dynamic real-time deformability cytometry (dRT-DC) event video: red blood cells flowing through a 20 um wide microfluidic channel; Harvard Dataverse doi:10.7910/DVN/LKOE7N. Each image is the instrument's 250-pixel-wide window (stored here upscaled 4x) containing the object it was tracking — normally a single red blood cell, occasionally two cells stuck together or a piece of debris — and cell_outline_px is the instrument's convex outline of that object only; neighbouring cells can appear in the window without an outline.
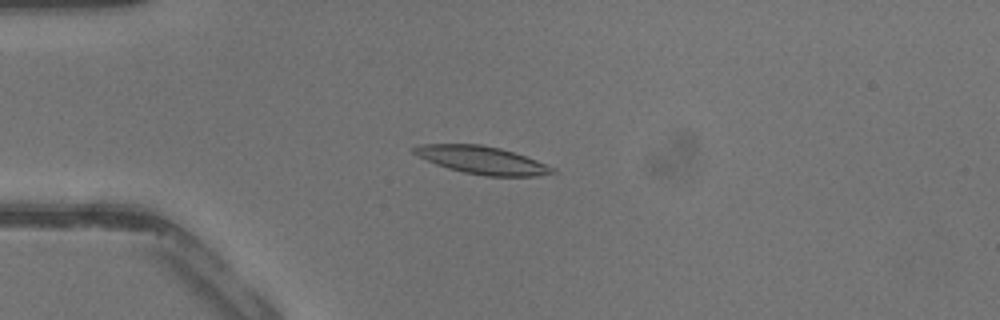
{"species": "common noctule bat (a hibernating species)", "species_latin": "Nyctalus noctula", "temperature_condition": "warm", "stored_images_in_passage": 29, "camera_frame_rate_fps": 3000, "um_per_image_px": 0.085, "animal": {"sex": "male", "body_mass_g": 13.3}, "frame": {"image": 1, "passage_image": 10, "time_ms": 3.0, "image_size_px": [1000, 320], "cell_outline_px": [[556, 172], [536, 176], [488, 176], [464, 172], [448, 168], [436, 164], [412, 152], [412, 148], [416, 144], [480, 144], [500, 148], [536, 160], [556, 168]], "centroid_in_image_um": [40.97, 13.6], "position_along_channel_um": 44.0, "area_um2": 22.14}}
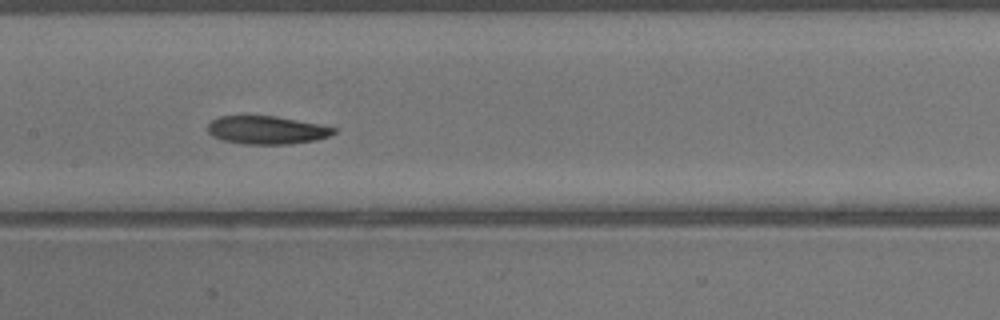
{"frame": {"image": 2, "passage_image": 20, "time_ms": 6.333, "image_size_px": [1000, 320], "cell_outline_px": [[336, 132], [332, 136], [316, 140], [288, 144], [244, 144], [224, 140], [212, 136], [208, 132], [208, 124], [212, 120], [220, 116], [276, 116], [320, 124], [336, 128]], "centroid_in_image_um": [22.71, 11.05], "position_along_channel_um": 184.7, "area_um2": 20.69}}
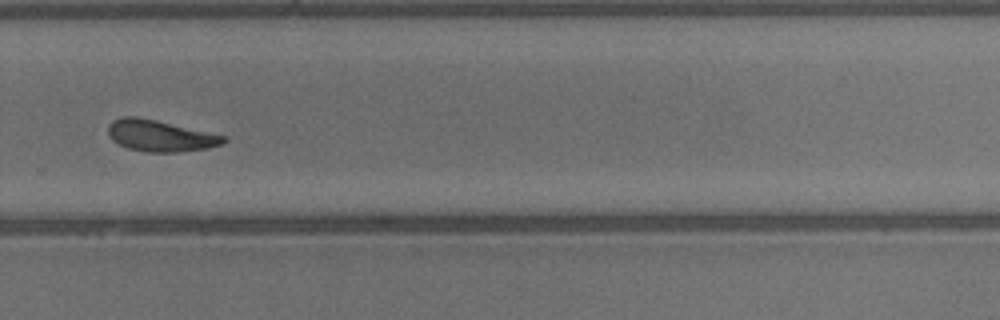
{"frame": {"image": 3, "passage_image": 28, "time_ms": 9.0, "image_size_px": [1000, 320], "cell_outline_px": [[228, 140], [224, 144], [208, 148], [180, 152], [148, 152], [128, 148], [112, 140], [108, 136], [108, 124], [112, 120], [124, 116], [136, 116], [156, 120], [228, 136]], "centroid_in_image_um": [13.64, 11.54], "position_along_channel_um": 316.2, "area_um2": 21.33}}